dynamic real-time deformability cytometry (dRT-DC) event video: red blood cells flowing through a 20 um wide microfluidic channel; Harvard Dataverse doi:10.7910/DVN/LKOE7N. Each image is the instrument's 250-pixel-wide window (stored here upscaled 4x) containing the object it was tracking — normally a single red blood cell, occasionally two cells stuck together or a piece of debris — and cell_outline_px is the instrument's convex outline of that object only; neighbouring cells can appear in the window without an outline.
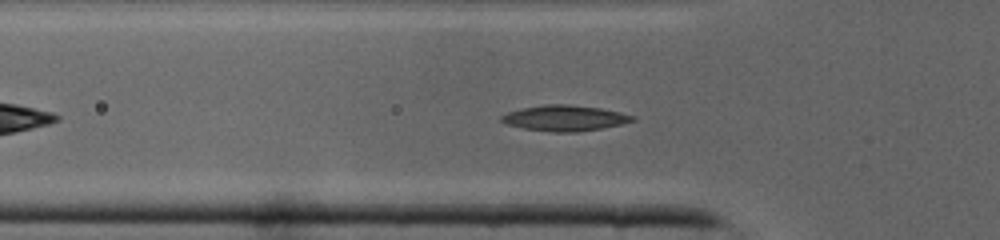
{"species": "common noctule bat (a hibernating species)", "species_latin": "Nyctalus noctula", "temperature_condition": "cold", "stored_images_in_passage": 30, "camera_frame_rate_fps": 3000, "um_per_image_px": 0.085, "animal": {"sex": "male", "body_mass_g": 19.0, "forearm_length_mm": 50.8}, "frame": {"image": 1, "passage_image": 8, "time_ms": 2.333, "image_size_px": [1000, 240], "cell_outline_px": [[636, 120], [620, 124], [600, 128], [576, 132], [552, 132], [524, 128], [508, 124], [500, 120], [500, 116], [508, 112], [524, 108], [548, 104], [568, 104], [600, 108], [620, 112], [636, 116]], "centroid_in_image_um": [48.02, 10.03], "position_along_channel_um": 77.8, "area_um2": 19.36}}
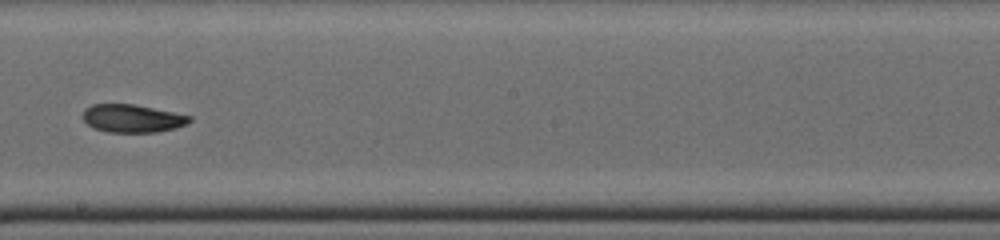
{"frame": {"image": 2, "passage_image": 18, "time_ms": 5.667, "image_size_px": [1000, 240], "cell_outline_px": [[192, 120], [188, 124], [176, 128], [156, 132], [108, 132], [92, 128], [84, 120], [84, 108], [92, 104], [132, 104], [192, 116]], "centroid_in_image_um": [11.25, 10.07], "position_along_channel_um": 236.9, "area_um2": 17.34}}
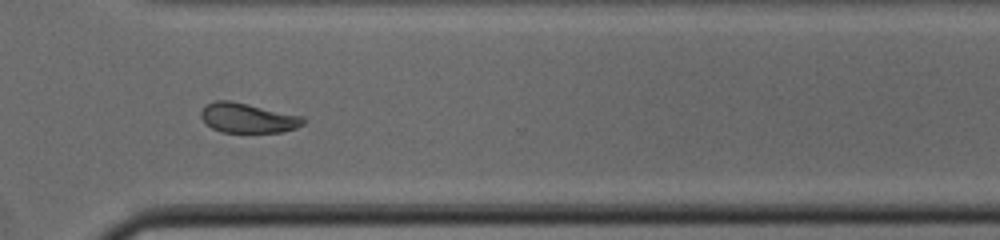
{"frame": {"image": 3, "passage_image": 25, "time_ms": 8.0, "image_size_px": [1000, 240], "cell_outline_px": [[304, 124], [296, 128], [280, 132], [220, 132], [212, 128], [200, 116], [200, 112], [208, 104], [216, 100], [228, 100], [304, 116]], "centroid_in_image_um": [21.08, 10.03], "position_along_channel_um": 349.5, "area_um2": 17.51}}